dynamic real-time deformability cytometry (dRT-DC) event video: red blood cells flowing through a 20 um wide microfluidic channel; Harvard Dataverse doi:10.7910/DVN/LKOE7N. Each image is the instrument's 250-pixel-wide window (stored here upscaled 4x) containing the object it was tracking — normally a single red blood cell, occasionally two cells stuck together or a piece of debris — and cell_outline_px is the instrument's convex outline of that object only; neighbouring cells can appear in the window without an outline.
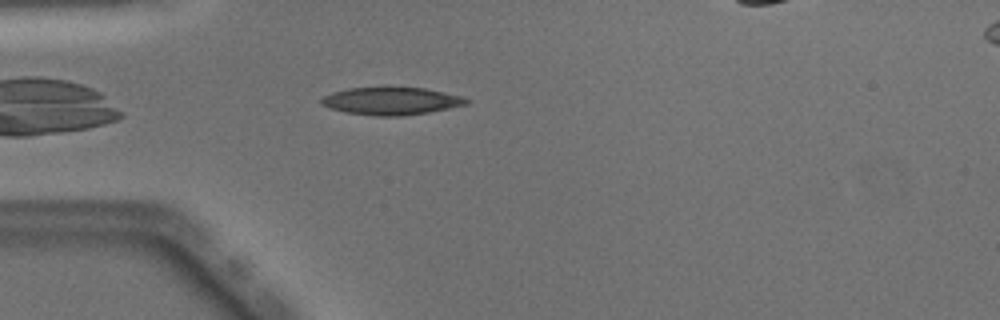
{"species": "Egyptian fruit bat (a non-hibernating species)", "species_latin": "Rousettus aegyptiacus", "temperature_condition": "warm", "stored_images_in_passage": 41, "camera_frame_rate_fps": 3000, "um_per_image_px": 0.085, "animal": {"sex": "male"}, "frame": {"image": 1, "passage_image": 4, "time_ms": 1.0, "image_size_px": [1000, 320], "cell_outline_px": [[472, 100], [468, 104], [428, 112], [400, 116], [372, 116], [344, 112], [320, 104], [320, 100], [324, 96], [332, 92], [348, 88], [384, 84], [424, 88], [464, 96]], "centroid_in_image_um": [33.25, 8.54], "position_along_channel_um": 51.7, "area_um2": 24.33}}
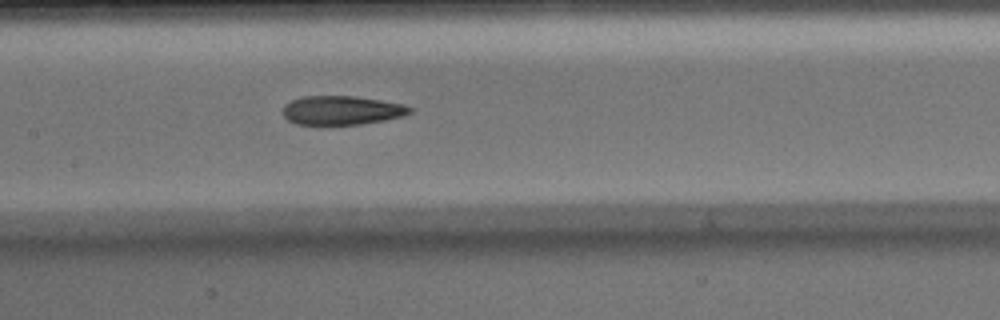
{"frame": {"image": 2, "passage_image": 14, "time_ms": 4.333, "image_size_px": [1000, 320], "cell_outline_px": [[412, 112], [404, 116], [384, 120], [360, 124], [296, 124], [288, 120], [284, 116], [284, 104], [292, 100], [304, 96], [352, 96], [380, 100], [404, 104], [412, 108]], "centroid_in_image_um": [29.06, 9.37], "position_along_channel_um": 178.3, "area_um2": 21.27}}
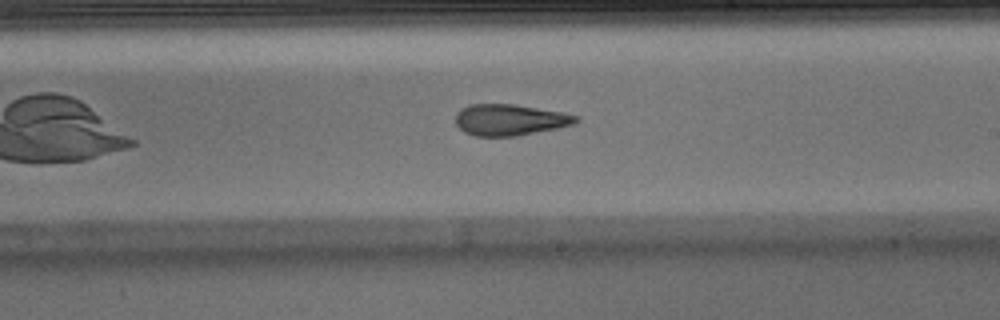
{"frame": {"image": 3, "passage_image": 19, "time_ms": 6.0, "image_size_px": [1000, 320], "cell_outline_px": [[580, 120], [576, 124], [516, 136], [476, 136], [464, 132], [456, 124], [456, 112], [460, 108], [468, 104], [516, 104], [560, 112], [580, 116]], "centroid_in_image_um": [43.33, 10.18], "position_along_channel_um": 245.7, "area_um2": 22.02}, "authors_computed_cell_mechanics": {"area_um2": 22.9466, "velocity_mm_per_s": 4.0551, "shape_relaxation_time_tau1_ms": null, "shape_relaxation_time_tau2_ms": 3.6448, "deformation_change_tau1": null, "deformation_change_tau2": 0.1256}}